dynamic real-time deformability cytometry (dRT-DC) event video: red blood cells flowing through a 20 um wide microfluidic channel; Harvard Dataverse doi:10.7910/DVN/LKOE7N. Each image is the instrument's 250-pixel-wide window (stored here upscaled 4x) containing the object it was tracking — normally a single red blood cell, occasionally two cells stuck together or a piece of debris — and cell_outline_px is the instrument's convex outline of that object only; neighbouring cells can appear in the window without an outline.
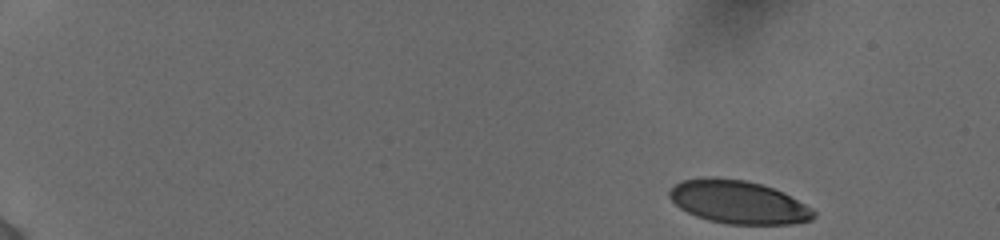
{"species": "human", "species_latin": "Homo sapiens", "temperature_condition": "cold", "stored_images_in_passage": 55, "camera_frame_rate_fps": 3000, "um_per_image_px": 0.085, "donor": {"sex": "female"}, "frame": {"image": 1, "passage_image": 1, "time_ms": 0.0, "image_size_px": [1000, 240], "cell_outline_px": [[816, 216], [812, 220], [792, 224], [728, 224], [708, 220], [696, 216], [680, 208], [668, 196], [668, 192], [680, 180], [708, 176], [744, 180], [760, 184], [784, 192], [812, 208], [816, 212]], "centroid_in_image_um": [62.76, 17.17], "position_along_channel_um": 22.2, "area_um2": 36.36}}
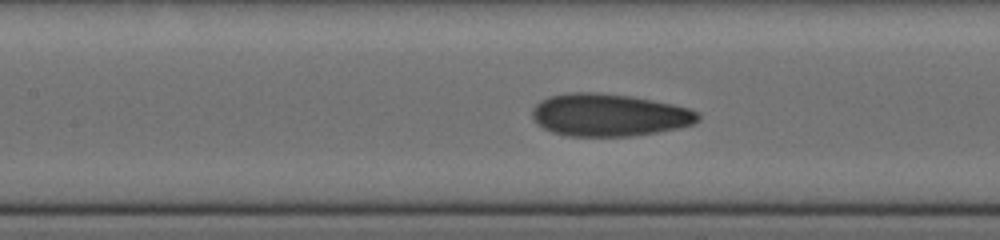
{"frame": {"image": 2, "passage_image": 29, "time_ms": 7.333, "image_size_px": [1000, 240], "cell_outline_px": [[700, 120], [692, 124], [680, 128], [632, 136], [568, 136], [552, 132], [536, 124], [532, 116], [532, 108], [540, 100], [548, 96], [568, 92], [596, 92], [632, 96], [672, 104], [688, 108], [700, 112]], "centroid_in_image_um": [51.76, 9.77], "position_along_channel_um": 155.6, "area_um2": 41.38}}
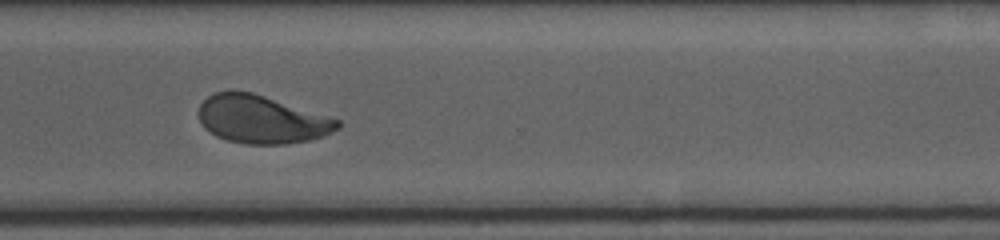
{"frame": {"image": 3, "passage_image": 54, "time_ms": 12.333, "image_size_px": [1000, 240], "cell_outline_px": [[340, 128], [324, 136], [312, 140], [288, 144], [244, 144], [228, 140], [216, 136], [204, 128], [200, 120], [200, 104], [208, 96], [216, 92], [232, 88], [252, 92], [340, 120]], "centroid_in_image_um": [22.23, 10.14], "position_along_channel_um": 348.4, "area_um2": 39.02}}